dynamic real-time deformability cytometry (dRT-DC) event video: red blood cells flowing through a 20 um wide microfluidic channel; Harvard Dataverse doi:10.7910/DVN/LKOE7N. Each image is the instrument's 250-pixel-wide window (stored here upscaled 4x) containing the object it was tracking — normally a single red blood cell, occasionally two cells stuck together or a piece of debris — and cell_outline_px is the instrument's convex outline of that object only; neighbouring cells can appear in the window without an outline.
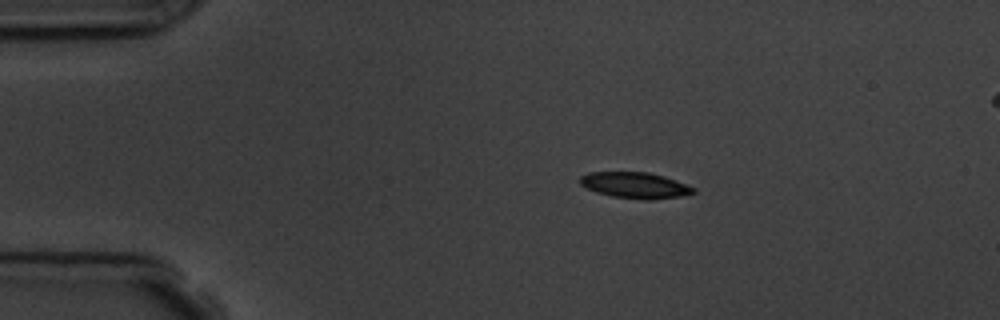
{"species": "common noctule bat (a hibernating species)", "species_latin": "Nyctalus noctula", "temperature_condition": "room temperature", "stored_images_in_passage": 4, "segment_of_instrument_passage": [1, 2], "camera_frame_rate_fps": 3000, "um_per_image_px": 0.085, "animal": {"sex": "male", "body_mass_g": 19.5, "forearm_length_mm": 54.6}, "frame": {"image": 1, "passage_image": 1, "time_ms": 0.0, "image_size_px": [1000, 320], "cell_outline_px": [[696, 192], [680, 196], [652, 200], [644, 200], [612, 196], [596, 192], [580, 184], [580, 176], [588, 172], [648, 172], [664, 176], [696, 188]], "centroid_in_image_um": [53.98, 15.75], "position_along_channel_um": 31.0, "area_um2": 17.17}}